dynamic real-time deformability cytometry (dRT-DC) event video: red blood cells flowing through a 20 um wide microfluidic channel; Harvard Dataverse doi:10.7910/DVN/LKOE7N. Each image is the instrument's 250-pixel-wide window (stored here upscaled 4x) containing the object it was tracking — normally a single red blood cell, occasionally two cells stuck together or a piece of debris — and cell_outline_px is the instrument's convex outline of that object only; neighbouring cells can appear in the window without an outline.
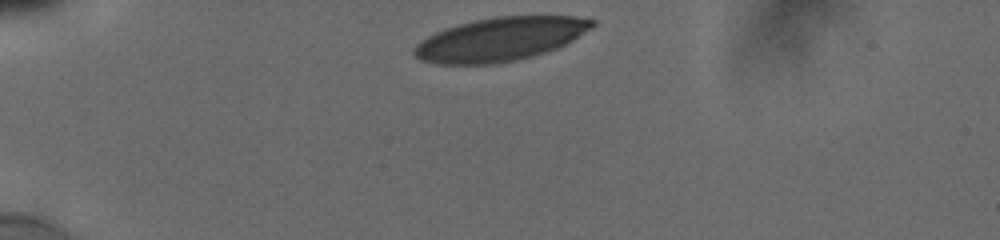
{"species": "human", "species_latin": "Homo sapiens", "temperature_condition": "cold", "stored_images_in_passage": 12, "camera_frame_rate_fps": 3000, "um_per_image_px": 0.085, "donor": {"sex": "male"}, "frame": {"image": 1, "passage_image": 1, "time_ms": 0.0, "image_size_px": [1000, 240], "cell_outline_px": [[596, 24], [592, 28], [572, 40], [556, 48], [532, 56], [516, 60], [496, 64], [436, 64], [420, 60], [412, 52], [412, 48], [416, 44], [428, 36], [444, 28], [472, 20], [496, 16], [572, 16], [596, 20]], "centroid_in_image_um": [42.48, 3.33], "position_along_channel_um": 42.5, "area_um2": 45.2}}
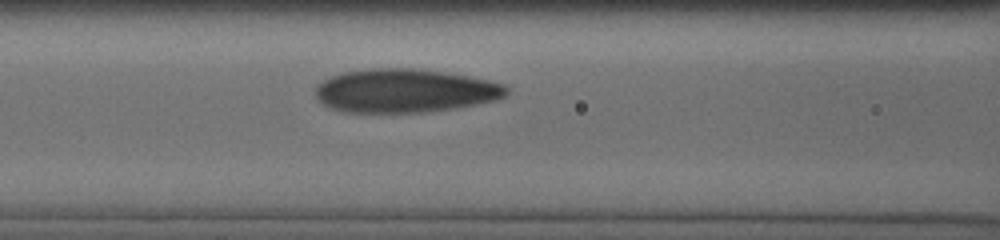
{"frame": {"image": 2, "passage_image": 9, "time_ms": 3.667, "image_size_px": [1000, 240], "cell_outline_px": [[508, 92], [504, 96], [496, 100], [452, 108], [424, 112], [344, 112], [332, 108], [324, 104], [316, 96], [316, 84], [332, 76], [344, 72], [368, 68], [412, 68], [444, 72], [468, 76], [488, 80], [504, 84], [508, 88]], "centroid_in_image_um": [34.4, 7.7], "position_along_channel_um": 132.2, "area_um2": 48.21}}
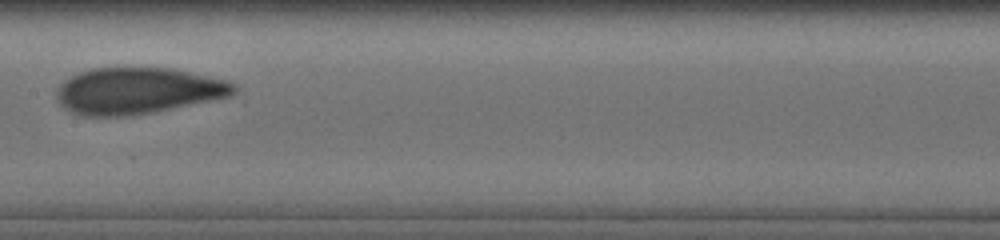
{"frame": {"image": 3, "passage_image": 11, "time_ms": 5.333, "image_size_px": [1000, 240], "cell_outline_px": [[240, 88], [236, 92], [228, 96], [152, 112], [132, 116], [80, 116], [64, 108], [60, 104], [56, 96], [56, 92], [60, 84], [64, 80], [80, 72], [92, 68], [168, 68], [228, 80], [236, 84]], "centroid_in_image_um": [11.68, 7.72], "position_along_channel_um": 195.7, "area_um2": 47.69}}